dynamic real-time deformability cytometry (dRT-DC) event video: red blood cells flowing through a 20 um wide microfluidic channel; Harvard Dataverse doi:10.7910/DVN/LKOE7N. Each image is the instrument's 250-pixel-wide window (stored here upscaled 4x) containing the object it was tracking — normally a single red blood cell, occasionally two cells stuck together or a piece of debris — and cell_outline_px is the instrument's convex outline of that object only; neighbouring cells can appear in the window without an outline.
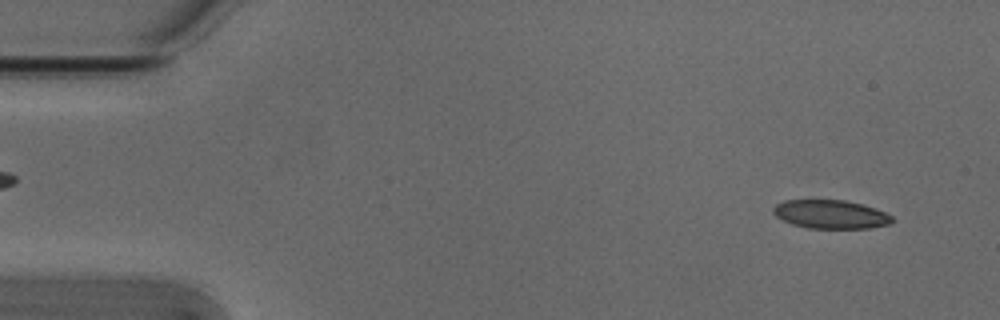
{"species": "Egyptian fruit bat (a non-hibernating species)", "species_latin": "Rousettus aegyptiacus", "temperature_condition": "cold", "stored_images_in_passage": 52, "camera_frame_rate_fps": 3000, "um_per_image_px": 0.085, "animal": {"sex": "male"}, "frame": {"image": 1, "passage_image": 3, "time_ms": 0.667, "image_size_px": [1000, 320], "cell_outline_px": [[892, 220], [888, 224], [868, 228], [808, 228], [792, 224], [776, 216], [772, 212], [772, 208], [776, 204], [784, 200], [844, 200], [864, 204], [876, 208], [892, 216]], "centroid_in_image_um": [70.58, 18.2], "position_along_channel_um": 14.4, "area_um2": 19.77}}
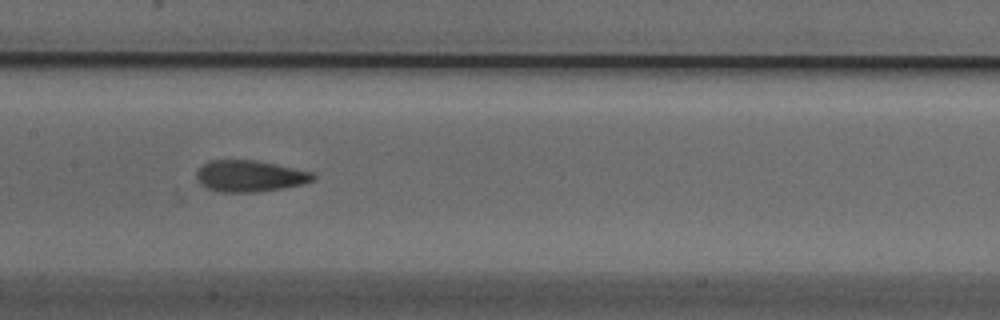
{"frame": {"image": 2, "passage_image": 25, "time_ms": 8.0, "image_size_px": [1000, 320], "cell_outline_px": [[316, 180], [300, 184], [280, 188], [256, 192], [220, 192], [208, 188], [200, 184], [196, 176], [196, 172], [204, 164], [212, 160], [256, 160], [276, 164], [312, 172], [316, 176]], "centroid_in_image_um": [21.23, 14.96], "position_along_channel_um": 186.2, "area_um2": 21.15}}
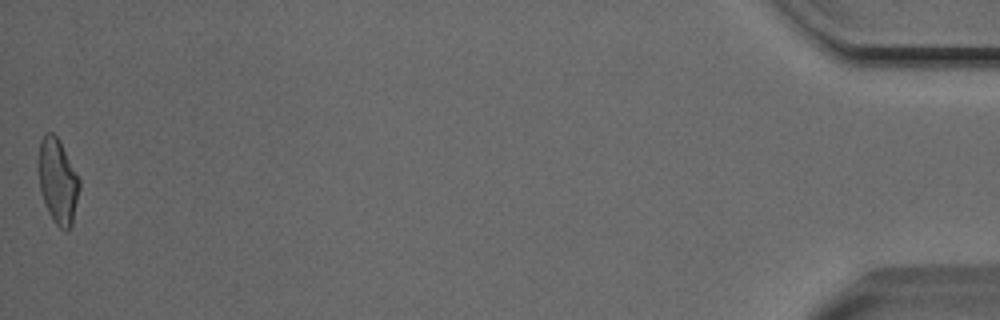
{"frame": {"image": 3, "passage_image": 52, "time_ms": 17.0, "image_size_px": [1000, 320], "cell_outline_px": [[80, 188], [72, 224], [68, 232], [64, 232], [52, 220], [48, 212], [40, 192], [36, 168], [36, 160], [40, 140], [44, 132], [52, 132], [60, 140], [80, 180]], "centroid_in_image_um": [4.87, 15.38], "position_along_channel_um": 430.3, "area_um2": 21.04}, "authors_computed_cell_mechanics": {"area_um2": 20.7791, "velocity_mm_per_s": 3.8492, "shape_relaxation_time_tau1_ms": 4.3336, "shape_relaxation_time_tau2_ms": 2.0095, "deformation_change_tau1": 0.1347, "deformation_change_tau2": 0.0848}}